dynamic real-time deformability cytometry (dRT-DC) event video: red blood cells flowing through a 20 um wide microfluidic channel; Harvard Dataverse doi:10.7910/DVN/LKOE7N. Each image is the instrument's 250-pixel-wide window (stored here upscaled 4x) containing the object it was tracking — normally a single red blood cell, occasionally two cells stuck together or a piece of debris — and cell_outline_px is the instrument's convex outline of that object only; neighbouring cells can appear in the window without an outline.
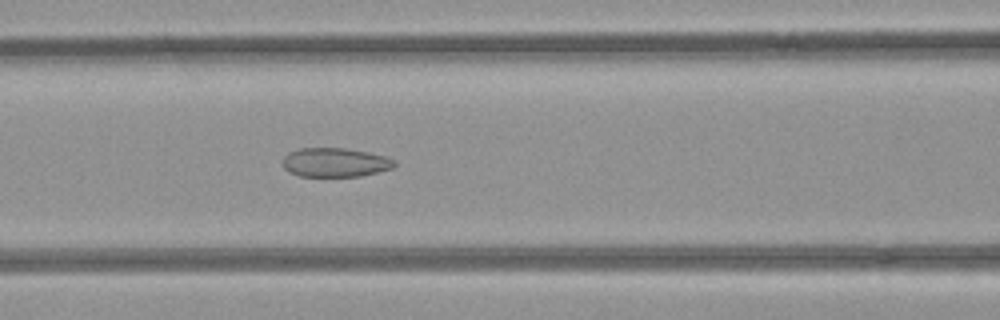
{"species": "common noctule bat (a hibernating species)", "species_latin": "Nyctalus noctula", "temperature_condition": "room temperature", "stored_images_in_passage": 51, "camera_frame_rate_fps": 3000, "um_per_image_px": 0.085, "animal": {"sex": "female", "body_mass_g": 21.9}, "frame": {"image": 1, "passage_image": 21, "time_ms": 6.667, "image_size_px": [1000, 320], "cell_outline_px": [[396, 164], [392, 168], [360, 176], [300, 176], [288, 172], [284, 168], [284, 156], [288, 152], [300, 148], [348, 148], [368, 152], [384, 156], [396, 160]], "centroid_in_image_um": [28.48, 13.8], "position_along_channel_um": 138.1, "area_um2": 18.9}}
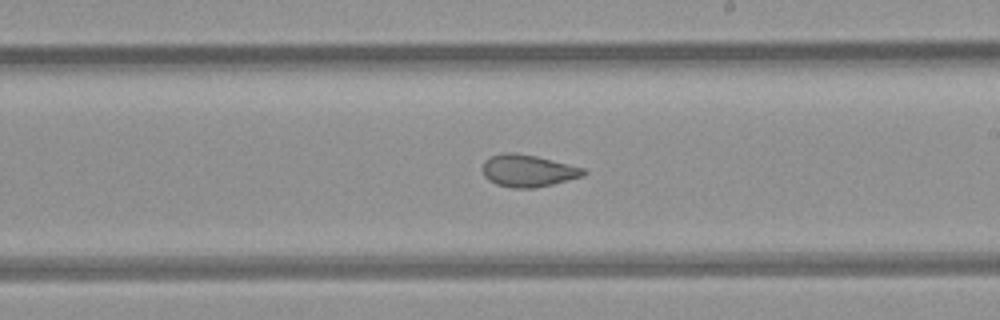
{"frame": {"image": 2, "passage_image": 29, "time_ms": 9.333, "image_size_px": [1000, 320], "cell_outline_px": [[588, 172], [584, 176], [552, 184], [532, 188], [512, 188], [496, 184], [488, 180], [484, 176], [484, 160], [492, 156], [504, 152], [516, 152], [536, 156], [584, 168]], "centroid_in_image_um": [44.89, 14.51], "position_along_channel_um": 244.1, "area_um2": 18.84}}
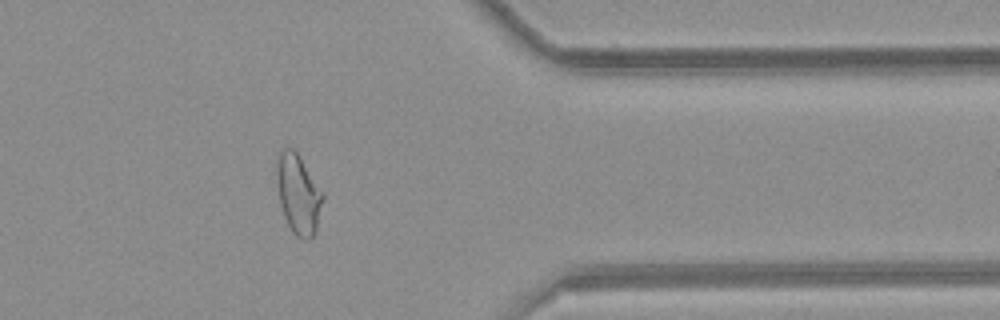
{"frame": {"image": 3, "passage_image": 41, "time_ms": 13.333, "image_size_px": [1000, 320], "cell_outline_px": [[324, 196], [316, 232], [308, 240], [304, 240], [296, 236], [292, 232], [284, 216], [280, 204], [276, 180], [276, 156], [284, 148], [292, 148], [300, 156], [324, 192]], "centroid_in_image_um": [25.36, 16.49], "position_along_channel_um": 386.0, "area_um2": 21.73}, "authors_computed_cell_mechanics": {"area_um2": 22.4264, "velocity_mm_per_s": 3.9783, "shape_relaxation_time_tau1_ms": null, "shape_relaxation_time_tau2_ms": 1.5076, "deformation_change_tau1": null, "deformation_change_tau2": 0.0802}}